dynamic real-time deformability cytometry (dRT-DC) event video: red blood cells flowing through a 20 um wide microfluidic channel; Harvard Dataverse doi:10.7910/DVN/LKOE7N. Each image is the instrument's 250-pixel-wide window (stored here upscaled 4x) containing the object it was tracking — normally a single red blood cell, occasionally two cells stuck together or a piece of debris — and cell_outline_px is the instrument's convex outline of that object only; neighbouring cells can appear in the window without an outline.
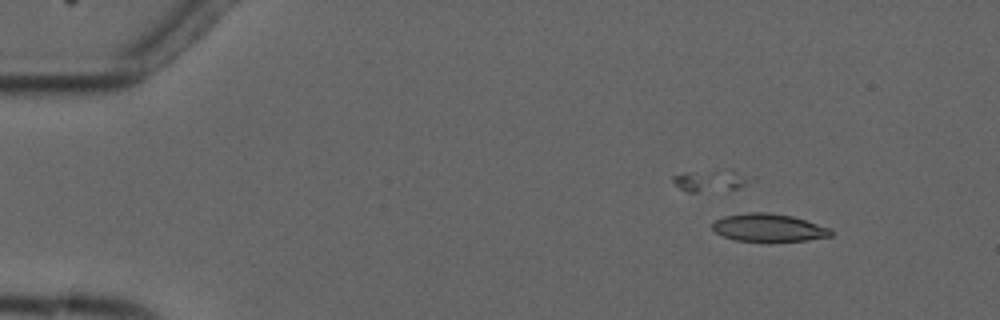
{"species": "common noctule bat (a hibernating species)", "species_latin": "Nyctalus noctula", "temperature_condition": "cold", "stored_images_in_passage": 4, "camera_frame_rate_fps": 3000, "um_per_image_px": 0.085, "animal": {"sex": "male", "forearm_length_mm": 52.5}, "frame": {"image": 1, "passage_image": 1, "time_ms": 0.0, "image_size_px": [1000, 320], "cell_outline_px": [[832, 236], [808, 240], [736, 240], [724, 236], [716, 232], [712, 228], [712, 224], [716, 220], [724, 216], [748, 212], [768, 212], [792, 216], [832, 228]], "centroid_in_image_um": [65.36, 19.33], "position_along_channel_um": 19.6, "area_um2": 18.9}}
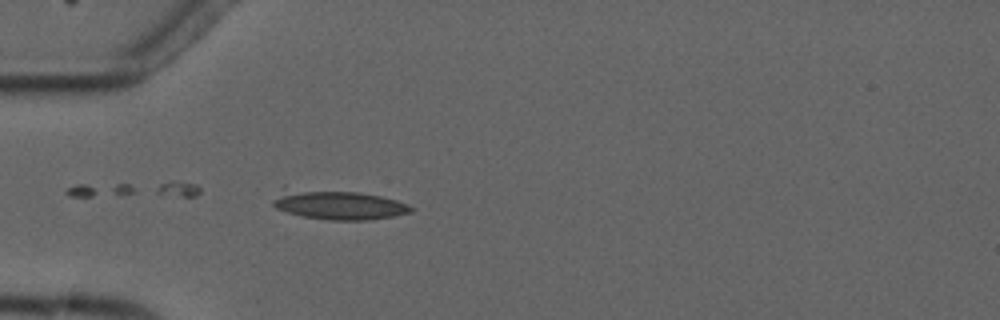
{"frame": {"image": 2, "passage_image": 4, "time_ms": 3.333, "image_size_px": [1000, 320], "cell_outline_px": [[412, 212], [392, 216], [368, 220], [328, 220], [304, 216], [288, 212], [276, 208], [272, 204], [272, 200], [284, 184], [360, 192], [380, 196], [396, 200], [408, 204], [412, 208]], "centroid_in_image_um": [28.6, 17.33], "position_along_channel_um": 56.4, "area_um2": 24.74}}